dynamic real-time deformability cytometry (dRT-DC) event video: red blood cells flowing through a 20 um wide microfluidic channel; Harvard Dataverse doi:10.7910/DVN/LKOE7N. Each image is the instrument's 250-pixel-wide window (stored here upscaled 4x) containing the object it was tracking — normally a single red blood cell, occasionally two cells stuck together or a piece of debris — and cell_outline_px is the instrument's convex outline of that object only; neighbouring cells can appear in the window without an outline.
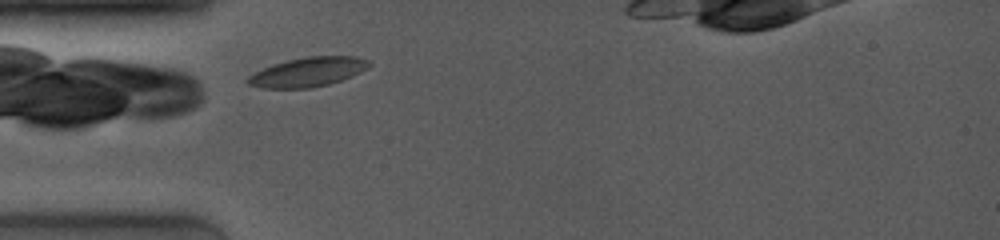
{"species": "common noctule bat (a hibernating species)", "species_latin": "Nyctalus noctula", "temperature_condition": "room temperature", "stored_images_in_passage": 39, "camera_frame_rate_fps": 4000, "um_per_image_px": 0.085, "animal": {"sex": "female", "body_mass_g": 19.0, "forearm_length_mm": 53.3}, "frame": {"image": 1, "passage_image": 1, "time_ms": 0.0, "image_size_px": [1000, 240], "cell_outline_px": [[372, 64], [368, 68], [352, 76], [328, 84], [312, 88], [260, 88], [248, 84], [244, 80], [252, 72], [288, 60], [308, 56], [356, 56], [368, 60]], "centroid_in_image_um": [26.16, 6.12], "position_along_channel_um": 58.8, "area_um2": 20.75}}
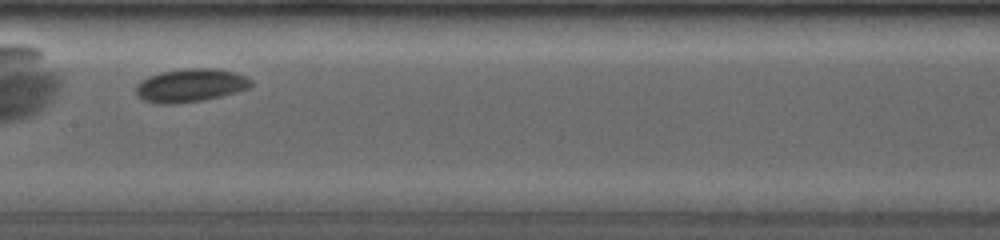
{"frame": {"image": 2, "passage_image": 20, "time_ms": 3.5, "image_size_px": [1000, 240], "cell_outline_px": [[252, 84], [248, 88], [236, 92], [204, 100], [172, 104], [164, 104], [144, 100], [136, 96], [136, 84], [140, 80], [148, 76], [160, 72], [184, 68], [212, 68], [236, 72], [252, 80]], "centroid_in_image_um": [16.16, 7.25], "position_along_channel_um": 191.2, "area_um2": 22.37}}
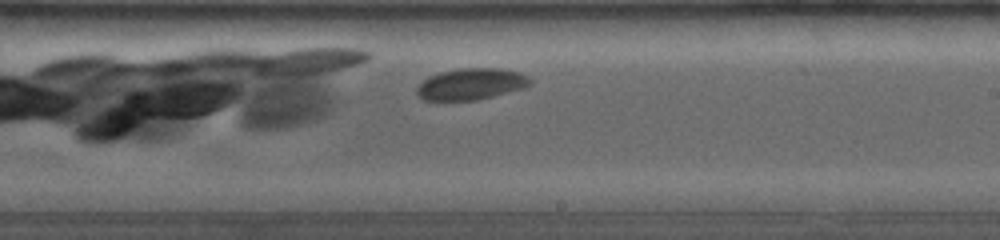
{"frame": {"image": 3, "passage_image": 27, "time_ms": 5.0, "image_size_px": [1000, 240], "cell_outline_px": [[532, 84], [524, 88], [476, 100], [424, 100], [416, 92], [416, 88], [428, 76], [440, 72], [460, 68], [500, 68], [520, 72], [528, 76], [532, 80]], "centroid_in_image_um": [40.07, 7.13], "position_along_channel_um": 248.9, "area_um2": 20.75}}